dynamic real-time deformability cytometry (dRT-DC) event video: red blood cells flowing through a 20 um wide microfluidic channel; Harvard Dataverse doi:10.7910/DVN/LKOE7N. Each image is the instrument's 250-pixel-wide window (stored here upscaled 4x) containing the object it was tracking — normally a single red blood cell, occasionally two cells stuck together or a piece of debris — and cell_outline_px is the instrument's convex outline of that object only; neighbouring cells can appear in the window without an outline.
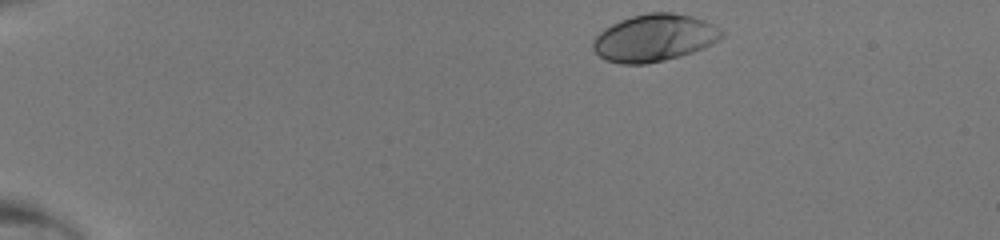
{"species": "human", "species_latin": "Homo sapiens", "temperature_condition": "room temperature", "stored_images_in_passage": 40, "camera_frame_rate_fps": 3000, "um_per_image_px": 0.085, "donor": {"sex": "male"}, "frame": {"image": 1, "passage_image": 1, "time_ms": 0.0, "image_size_px": [1000, 240], "cell_outline_px": [[724, 36], [720, 40], [704, 48], [680, 56], [664, 60], [644, 64], [620, 64], [608, 60], [600, 56], [592, 48], [592, 40], [604, 28], [620, 20], [632, 16], [648, 12], [672, 12], [692, 16], [704, 20], [720, 28], [724, 32]], "centroid_in_image_um": [55.63, 3.21], "position_along_channel_um": 29.4, "area_um2": 35.49}}
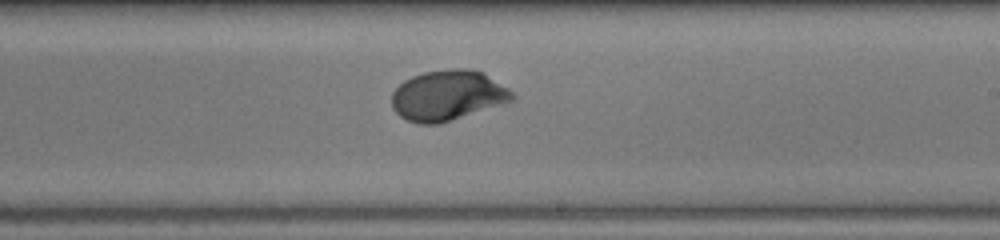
{"frame": {"image": 2, "passage_image": 23, "time_ms": 7.333, "image_size_px": [1000, 240], "cell_outline_px": [[516, 96], [512, 100], [440, 124], [420, 124], [408, 120], [400, 116], [392, 108], [392, 92], [404, 80], [412, 76], [424, 72], [452, 68], [468, 68], [484, 72], [508, 88]], "centroid_in_image_um": [38.04, 8.1], "position_along_channel_um": 251.0, "area_um2": 35.2}}
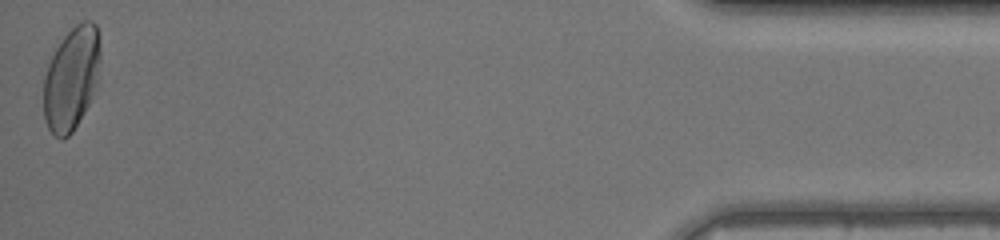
{"frame": {"image": 3, "passage_image": 40, "time_ms": 13.0, "image_size_px": [1000, 240], "cell_outline_px": [[100, 60], [96, 84], [92, 96], [88, 104], [72, 132], [68, 136], [60, 140], [48, 128], [44, 120], [44, 76], [48, 64], [60, 40], [76, 24], [84, 20], [92, 20], [96, 24], [100, 52]], "centroid_in_image_um": [6.06, 6.66], "position_along_channel_um": 429.1, "area_um2": 33.87}}